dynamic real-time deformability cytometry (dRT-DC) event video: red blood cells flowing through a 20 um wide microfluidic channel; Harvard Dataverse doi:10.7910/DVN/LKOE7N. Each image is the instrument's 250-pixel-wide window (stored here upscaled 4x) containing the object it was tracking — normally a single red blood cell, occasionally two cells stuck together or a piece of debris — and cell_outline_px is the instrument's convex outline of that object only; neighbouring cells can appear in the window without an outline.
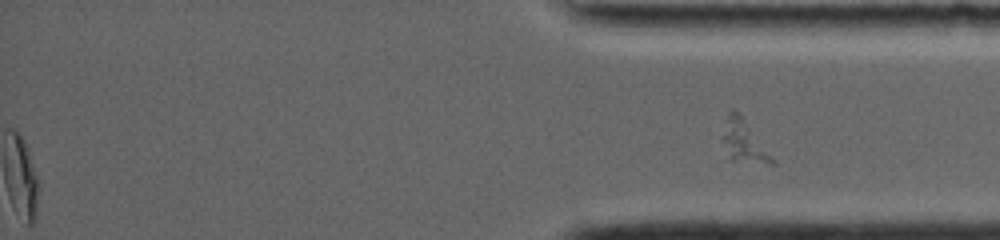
{"species": "common noctule bat (a hibernating species)", "species_latin": "Nyctalus noctula", "temperature_condition": "room temperature", "stored_images_in_passage": 60, "segment_of_instrument_passage": [2, 2], "camera_frame_rate_fps": 4000, "um_per_image_px": 0.085, "animal": {"sex": "female", "body_mass_g": 19.0, "forearm_length_mm": 56.7}, "frame": {"image": 1, "passage_image": 60, "time_ms": 14.0, "image_size_px": [1000, 240], "cell_outline_px": [[776, 164], [772, 164], [732, 160], [720, 140], [720, 136], [728, 112], [732, 108], [740, 116], [776, 160]], "centroid_in_image_um": [63.18, 12.03], "position_along_channel_um": 372.0, "area_um2": 11.85}}